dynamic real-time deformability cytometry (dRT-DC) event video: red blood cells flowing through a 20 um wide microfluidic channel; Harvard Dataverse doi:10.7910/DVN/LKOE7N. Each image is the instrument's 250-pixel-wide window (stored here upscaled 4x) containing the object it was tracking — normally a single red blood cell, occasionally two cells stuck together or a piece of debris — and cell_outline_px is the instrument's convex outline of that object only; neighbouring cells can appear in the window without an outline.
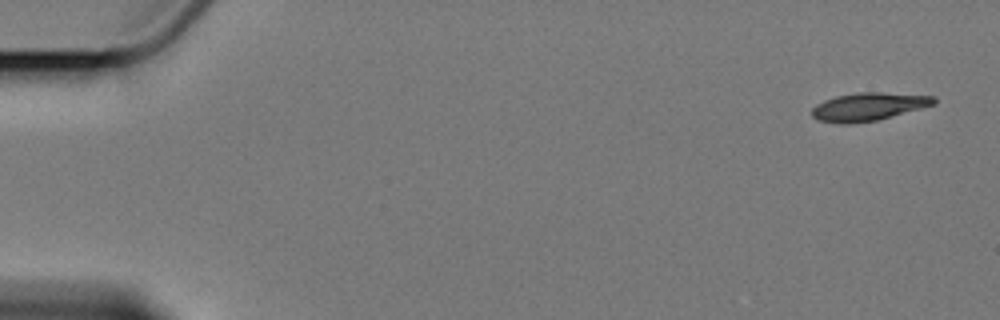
{"species": "Egyptian fruit bat (a non-hibernating species)", "species_latin": "Rousettus aegyptiacus", "temperature_condition": "cold", "stored_images_in_passage": 6, "camera_frame_rate_fps": 3000, "um_per_image_px": 0.085, "animal": {"sex": "female"}, "frame": {"image": 1, "passage_image": 1, "time_ms": 0.0, "image_size_px": [1000, 320], "cell_outline_px": [[936, 104], [876, 120], [852, 124], [840, 124], [820, 120], [812, 116], [812, 108], [816, 104], [824, 100], [836, 96], [856, 92], [880, 92], [936, 96]], "centroid_in_image_um": [73.81, 9.06], "position_along_channel_um": 11.2, "area_um2": 19.88}}
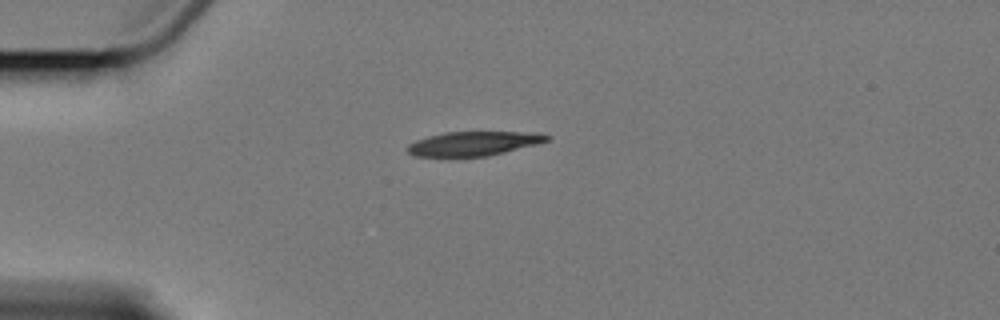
{"frame": {"image": 2, "passage_image": 4, "time_ms": 4.333, "image_size_px": [1000, 320], "cell_outline_px": [[552, 136], [548, 140], [536, 144], [504, 152], [484, 156], [416, 156], [408, 152], [408, 144], [416, 140], [428, 136], [444, 132], [520, 132]], "centroid_in_image_um": [40.2, 12.2], "position_along_channel_um": 44.8, "area_um2": 19.19}}
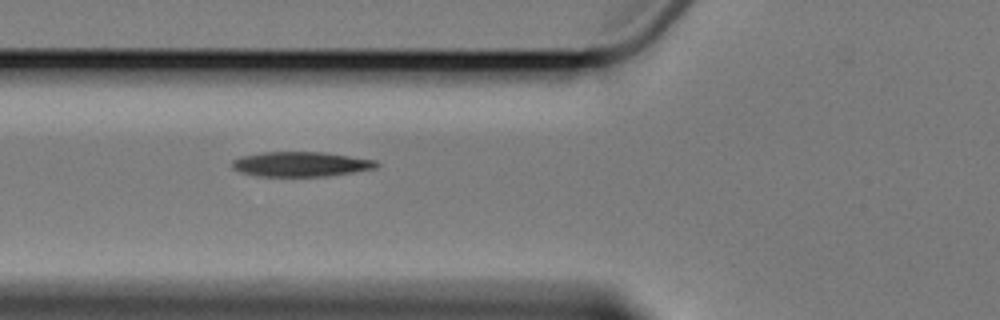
{"frame": {"image": 3, "passage_image": 6, "time_ms": 6.667, "image_size_px": [1000, 320], "cell_outline_px": [[380, 164], [376, 168], [328, 176], [256, 176], [240, 172], [232, 168], [232, 160], [240, 156], [264, 152], [324, 152], [376, 160]], "centroid_in_image_um": [25.55, 13.95], "position_along_channel_um": 100.2, "area_um2": 20.92}}